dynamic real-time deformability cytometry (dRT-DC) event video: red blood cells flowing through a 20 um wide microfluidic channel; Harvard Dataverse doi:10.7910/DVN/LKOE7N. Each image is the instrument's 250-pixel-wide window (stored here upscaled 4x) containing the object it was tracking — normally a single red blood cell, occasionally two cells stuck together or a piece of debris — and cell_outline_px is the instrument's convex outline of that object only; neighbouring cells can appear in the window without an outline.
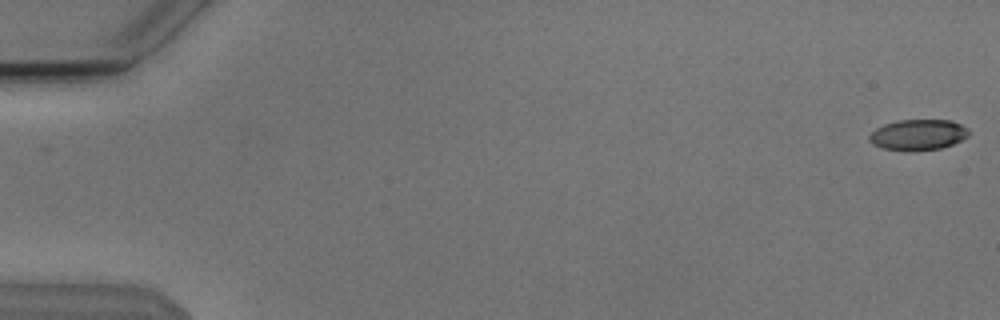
{"species": "Egyptian fruit bat (a non-hibernating species)", "species_latin": "Rousettus aegyptiacus", "temperature_condition": "cold", "stored_images_in_passage": 18, "camera_frame_rate_fps": 3000, "um_per_image_px": 0.085, "animal": {"sex": "male"}, "frame": {"image": 1, "passage_image": 1, "time_ms": 0.0, "image_size_px": [1000, 320], "cell_outline_px": [[968, 136], [952, 144], [940, 148], [912, 152], [884, 148], [872, 144], [868, 140], [868, 136], [876, 128], [884, 124], [900, 120], [952, 120], [968, 128]], "centroid_in_image_um": [78.02, 11.46], "position_along_channel_um": 7.0, "area_um2": 17.86}}